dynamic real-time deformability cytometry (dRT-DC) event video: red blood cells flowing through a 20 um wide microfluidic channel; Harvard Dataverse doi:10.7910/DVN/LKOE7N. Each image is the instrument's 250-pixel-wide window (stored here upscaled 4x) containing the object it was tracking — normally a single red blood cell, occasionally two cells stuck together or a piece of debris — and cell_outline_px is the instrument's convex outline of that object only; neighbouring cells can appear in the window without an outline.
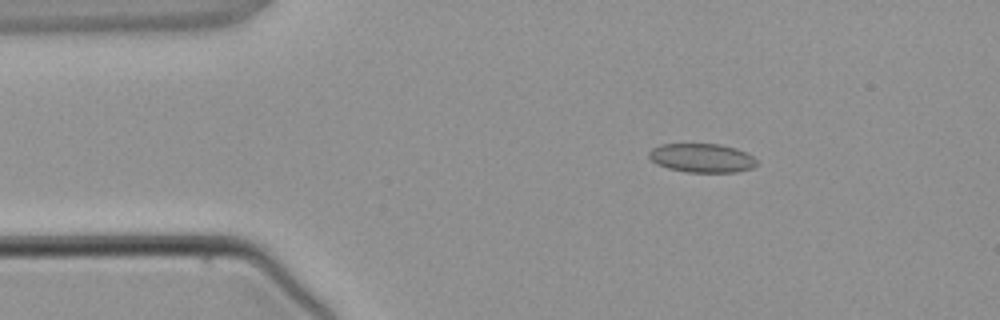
{"species": "common noctule bat (a hibernating species)", "species_latin": "Nyctalus noctula", "temperature_condition": "warm", "stored_images_in_passage": 3, "camera_frame_rate_fps": 3000, "um_per_image_px": 0.085, "animal": {"sex": "male", "body_mass_g": 21.5, "forearm_length_mm": 52.0}, "frame": {"image": 1, "passage_image": 2, "time_ms": 1.333, "image_size_px": [1000, 320], "cell_outline_px": [[756, 164], [752, 168], [736, 172], [688, 172], [668, 168], [656, 164], [648, 156], [648, 152], [652, 148], [660, 144], [720, 144], [736, 148], [748, 152], [756, 160]], "centroid_in_image_um": [59.65, 13.42], "position_along_channel_um": 25.3, "area_um2": 18.21}}